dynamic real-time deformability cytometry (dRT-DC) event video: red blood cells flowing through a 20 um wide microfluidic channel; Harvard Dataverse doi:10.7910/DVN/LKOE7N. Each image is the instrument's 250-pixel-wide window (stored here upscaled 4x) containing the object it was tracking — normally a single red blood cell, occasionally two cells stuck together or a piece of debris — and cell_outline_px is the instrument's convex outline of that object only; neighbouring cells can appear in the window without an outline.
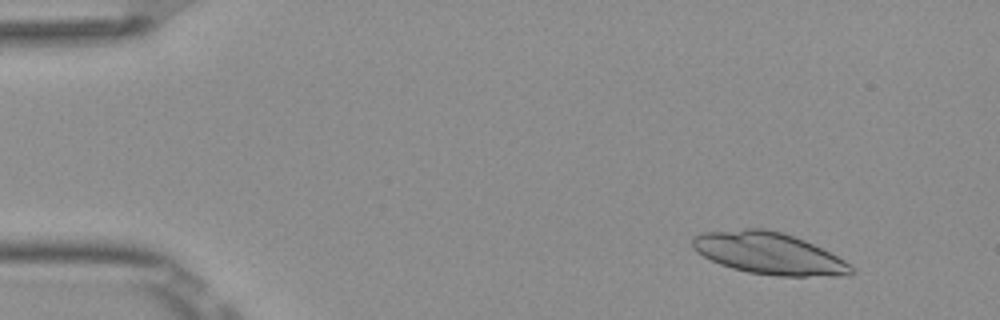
{"species": "Egyptian fruit bat (a non-hibernating species)", "species_latin": "Rousettus aegyptiacus", "temperature_condition": "room temperature", "stored_images_in_passage": 52, "camera_frame_rate_fps": 3000, "um_per_image_px": 0.085, "frame": {"image": 1, "passage_image": 6, "time_ms": 1.667, "image_size_px": [1000, 320], "cell_outline_px": [[856, 272], [852, 276], [780, 276], [748, 272], [732, 268], [720, 264], [696, 252], [692, 248], [692, 236], [700, 232], [744, 228], [764, 228], [784, 232], [804, 240], [844, 260]], "centroid_in_image_um": [65.33, 21.53], "position_along_channel_um": 19.7, "area_um2": 38.84}}